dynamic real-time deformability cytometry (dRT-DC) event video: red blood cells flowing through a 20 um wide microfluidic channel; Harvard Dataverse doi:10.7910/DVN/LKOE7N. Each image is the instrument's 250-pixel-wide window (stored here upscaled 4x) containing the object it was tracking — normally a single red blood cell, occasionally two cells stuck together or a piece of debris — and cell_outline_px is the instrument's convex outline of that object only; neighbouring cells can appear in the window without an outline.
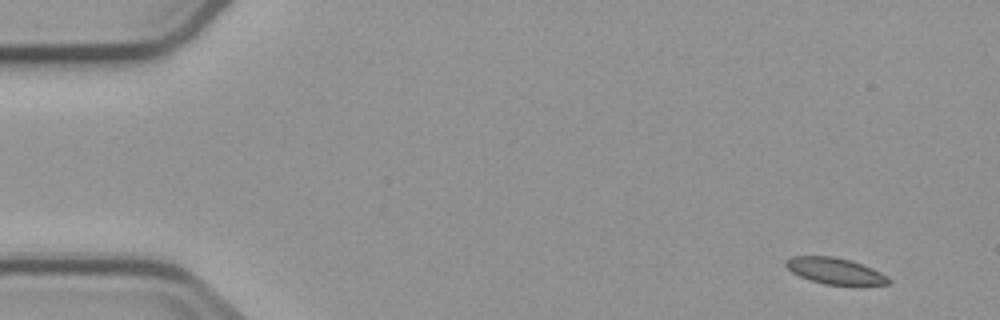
{"species": "common noctule bat (a hibernating species)", "species_latin": "Nyctalus noctula", "temperature_condition": "cold", "stored_images_in_passage": 5, "camera_frame_rate_fps": 3000, "um_per_image_px": 0.085, "animal": {"sex": "male", "body_mass_g": 23.1, "forearm_length_mm": 52.7}, "frame": {"image": 1, "passage_image": 1, "time_ms": 0.0, "image_size_px": [1000, 320], "cell_outline_px": [[892, 284], [824, 284], [800, 276], [792, 272], [784, 264], [784, 260], [792, 256], [832, 256], [852, 260], [872, 268], [888, 276], [892, 280]], "centroid_in_image_um": [70.98, 23.01], "position_along_channel_um": 14.0, "area_um2": 15.61}}
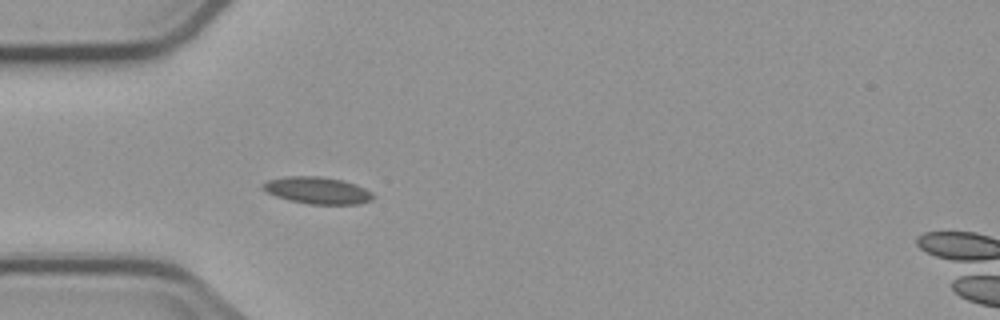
{"frame": {"image": 2, "passage_image": 4, "time_ms": 4.333, "image_size_px": [1000, 320], "cell_outline_px": [[376, 196], [372, 200], [360, 204], [308, 204], [288, 200], [276, 196], [260, 188], [260, 184], [268, 180], [284, 176], [320, 176], [344, 180], [356, 184], [372, 192]], "centroid_in_image_um": [26.98, 16.18], "position_along_channel_um": 58.0, "area_um2": 17.57}}